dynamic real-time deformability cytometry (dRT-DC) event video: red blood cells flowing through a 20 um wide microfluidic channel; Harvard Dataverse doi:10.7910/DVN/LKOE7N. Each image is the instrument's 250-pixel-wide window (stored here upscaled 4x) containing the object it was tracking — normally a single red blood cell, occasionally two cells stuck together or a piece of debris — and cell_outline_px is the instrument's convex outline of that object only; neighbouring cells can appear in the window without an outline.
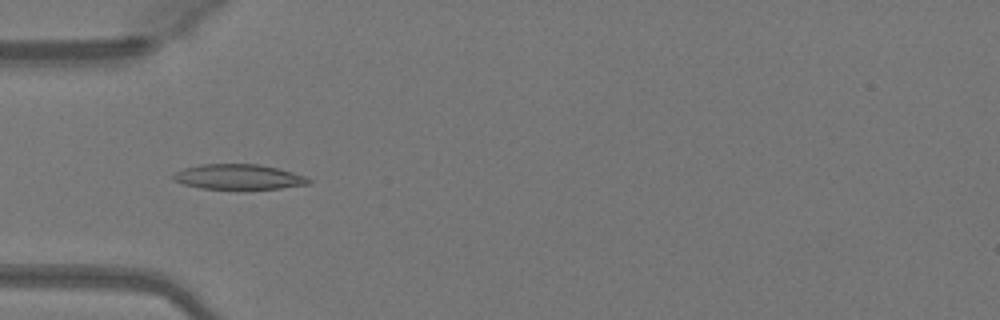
{"species": "Egyptian fruit bat (a non-hibernating species)", "species_latin": "Rousettus aegyptiacus", "temperature_condition": "warm", "stored_images_in_passage": 50, "camera_frame_rate_fps": 3000, "um_per_image_px": 0.085, "animal": {"sex": "female"}, "frame": {"image": 1, "passage_image": 16, "time_ms": 5.0, "image_size_px": [1000, 320], "cell_outline_px": [[312, 180], [308, 184], [280, 188], [200, 188], [184, 184], [172, 180], [172, 176], [176, 172], [184, 168], [200, 164], [260, 164], [308, 176]], "centroid_in_image_um": [20.28, 15.02], "position_along_channel_um": 64.7, "area_um2": 19.59}}
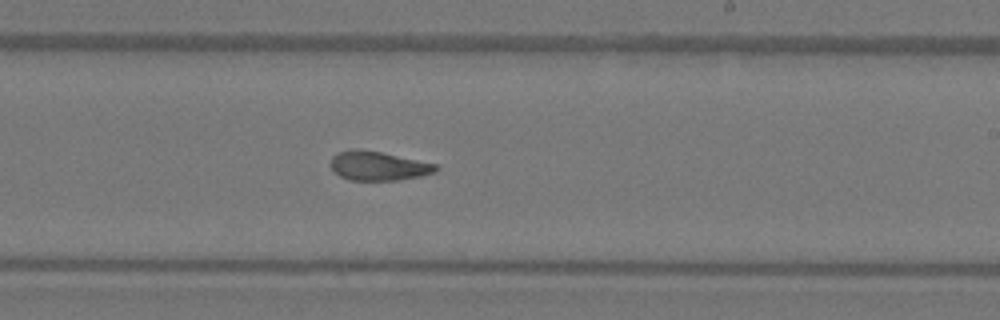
{"frame": {"image": 2, "passage_image": 30, "time_ms": 9.667, "image_size_px": [1000, 320], "cell_outline_px": [[440, 168], [436, 172], [420, 176], [396, 180], [348, 180], [340, 176], [332, 168], [332, 156], [336, 152], [352, 148], [380, 152], [436, 164]], "centroid_in_image_um": [32.14, 14.1], "position_along_channel_um": 256.9, "area_um2": 17.69}}
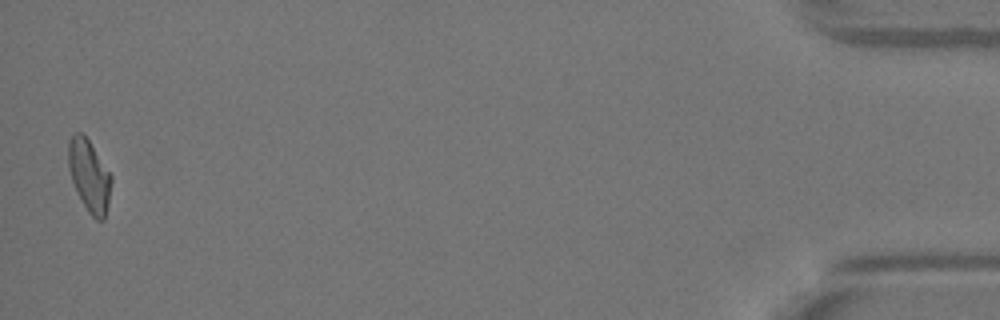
{"frame": {"image": 3, "passage_image": 49, "time_ms": 16.0, "image_size_px": [1000, 320], "cell_outline_px": [[112, 180], [108, 204], [104, 220], [96, 220], [88, 212], [76, 192], [68, 168], [68, 140], [76, 132], [80, 132], [88, 140], [112, 176]], "centroid_in_image_um": [7.58, 14.96], "position_along_channel_um": 427.6, "area_um2": 17.86}, "authors_computed_cell_mechanics": {"area_um2": 18.5249, "velocity_mm_per_s": 4.1276, "shape_relaxation_time_tau1_ms": 9.5411, "shape_relaxation_time_tau2_ms": 2.3597, "deformation_change_tau1": 0.2587, "deformation_change_tau2": 0.0926}}